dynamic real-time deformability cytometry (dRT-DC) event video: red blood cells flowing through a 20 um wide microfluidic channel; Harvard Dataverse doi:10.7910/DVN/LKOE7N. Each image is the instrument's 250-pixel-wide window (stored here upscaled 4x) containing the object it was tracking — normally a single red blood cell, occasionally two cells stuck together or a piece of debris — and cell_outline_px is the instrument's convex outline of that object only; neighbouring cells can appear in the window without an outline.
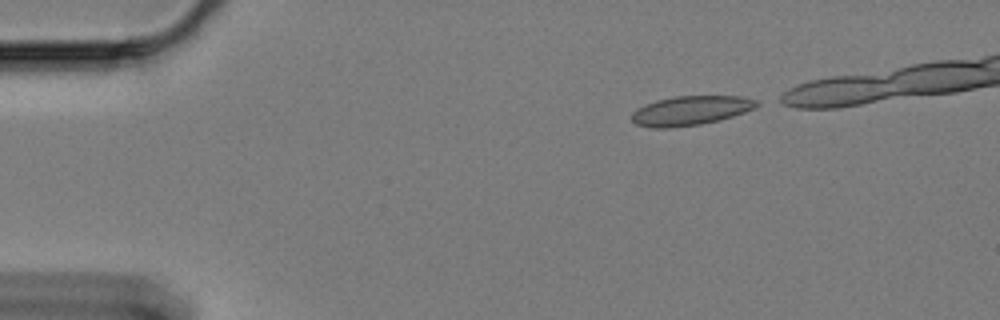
{"species": "Egyptian fruit bat (a non-hibernating species)", "species_latin": "Rousettus aegyptiacus", "temperature_condition": "cold", "stored_images_in_passage": 38, "camera_frame_rate_fps": 3000, "um_per_image_px": 0.085, "animal": {"sex": "female"}, "frame": {"image": 1, "passage_image": 1, "time_ms": 0.0, "image_size_px": [1000, 320], "cell_outline_px": [[760, 104], [744, 112], [732, 116], [700, 124], [668, 128], [652, 128], [636, 124], [632, 120], [632, 112], [636, 108], [656, 100], [676, 96], [740, 96], [756, 100]], "centroid_in_image_um": [58.65, 9.39], "position_along_channel_um": 26.3, "area_um2": 21.1}}
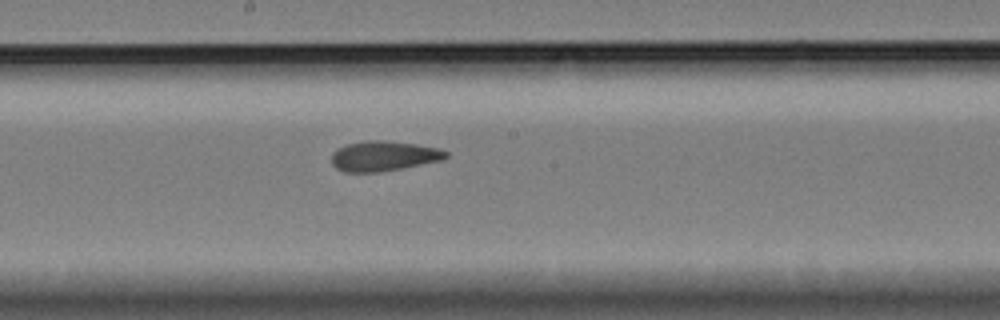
{"frame": {"image": 2, "passage_image": 24, "time_ms": 7.667, "image_size_px": [1000, 320], "cell_outline_px": [[448, 156], [440, 160], [380, 172], [344, 172], [336, 168], [332, 164], [332, 152], [348, 144], [368, 140], [384, 140], [416, 144], [440, 148], [448, 152]], "centroid_in_image_um": [32.6, 13.26], "position_along_channel_um": 215.6, "area_um2": 19.83}}
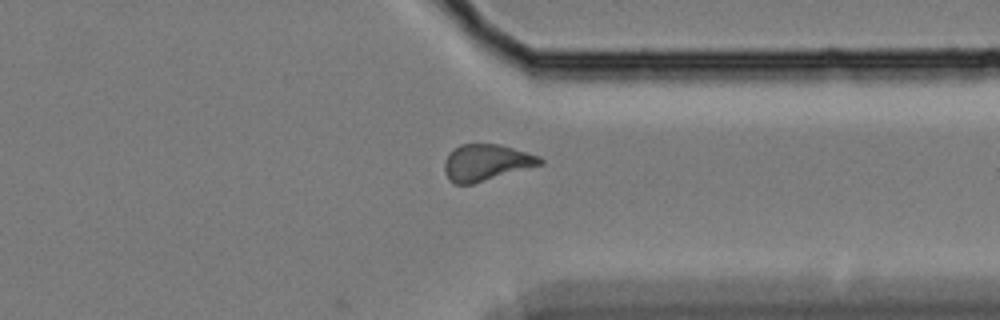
{"frame": {"image": 3, "passage_image": 38, "time_ms": 12.333, "image_size_px": [1000, 320], "cell_outline_px": [[544, 164], [472, 184], [456, 184], [448, 180], [444, 172], [444, 164], [448, 152], [452, 148], [460, 144], [500, 144], [540, 156], [544, 160]], "centroid_in_image_um": [41.31, 13.81], "position_along_channel_um": 370.1, "area_um2": 20.52}, "authors_computed_cell_mechanics": {"area_um2": 20.2878, "velocity_mm_per_s": 3.3193, "shape_relaxation_time_tau1_ms": null, "shape_relaxation_time_tau2_ms": 2.9612, "deformation_change_tau1": null, "deformation_change_tau2": 0.0952}}